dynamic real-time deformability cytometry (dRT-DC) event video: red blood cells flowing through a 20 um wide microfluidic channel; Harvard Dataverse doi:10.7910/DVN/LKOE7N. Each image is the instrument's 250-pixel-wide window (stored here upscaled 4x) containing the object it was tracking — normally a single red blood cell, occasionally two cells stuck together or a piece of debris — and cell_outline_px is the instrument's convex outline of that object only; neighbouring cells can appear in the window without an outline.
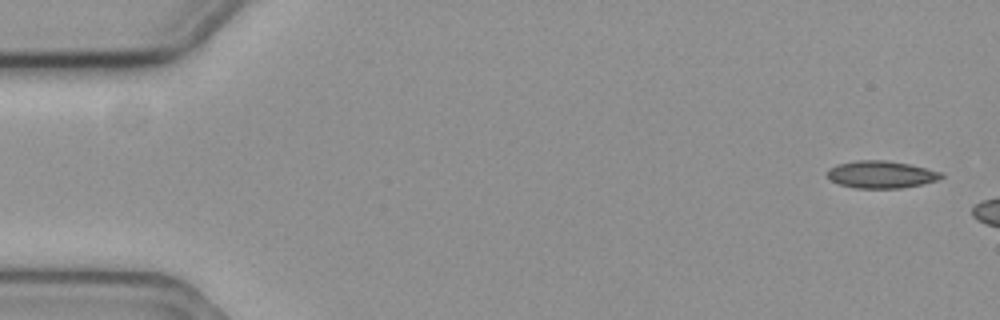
{"species": "common noctule bat (a hibernating species)", "species_latin": "Nyctalus noctula", "temperature_condition": "cold", "stored_images_in_passage": 15, "camera_frame_rate_fps": 3000, "um_per_image_px": 0.085, "animal": {"sex": "female", "body_mass_g": 19.3, "forearm_length_mm": 54.1}, "frame": {"image": 1, "passage_image": 1, "time_ms": 0.0, "image_size_px": [1000, 320], "cell_outline_px": [[944, 176], [936, 180], [920, 184], [900, 188], [856, 188], [840, 184], [832, 180], [824, 172], [828, 168], [836, 164], [856, 160], [884, 160], [908, 164], [944, 172]], "centroid_in_image_um": [74.86, 14.82], "position_along_channel_um": 10.1, "area_um2": 18.09}}